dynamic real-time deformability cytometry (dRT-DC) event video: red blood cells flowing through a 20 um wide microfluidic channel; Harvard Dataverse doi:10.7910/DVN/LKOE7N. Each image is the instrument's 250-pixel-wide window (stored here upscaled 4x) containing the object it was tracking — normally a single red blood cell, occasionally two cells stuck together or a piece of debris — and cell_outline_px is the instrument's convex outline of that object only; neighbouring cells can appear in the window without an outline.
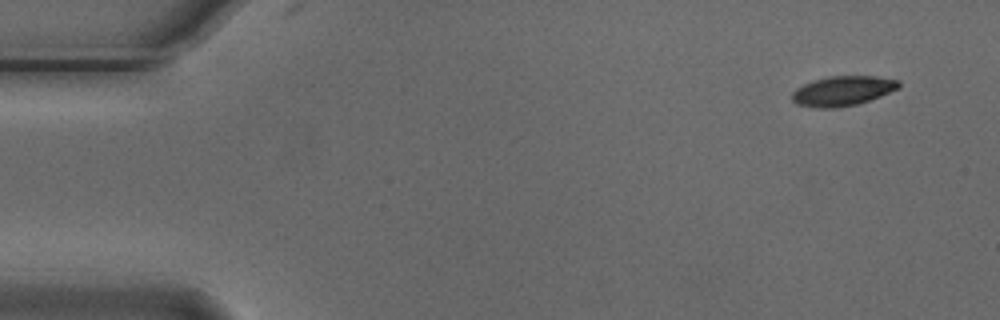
{"species": "Egyptian fruit bat (a non-hibernating species)", "species_latin": "Rousettus aegyptiacus", "temperature_condition": "cold", "stored_images_in_passage": 5, "camera_frame_rate_fps": 3000, "um_per_image_px": 0.085, "animal": {"sex": "male"}, "frame": {"image": 1, "passage_image": 1, "time_ms": 0.0, "image_size_px": [1000, 320], "cell_outline_px": [[900, 88], [880, 96], [856, 104], [836, 108], [816, 108], [796, 104], [792, 100], [792, 92], [796, 88], [812, 80], [828, 76], [876, 76], [900, 80]], "centroid_in_image_um": [71.62, 7.72], "position_along_channel_um": 13.4, "area_um2": 18.61}}
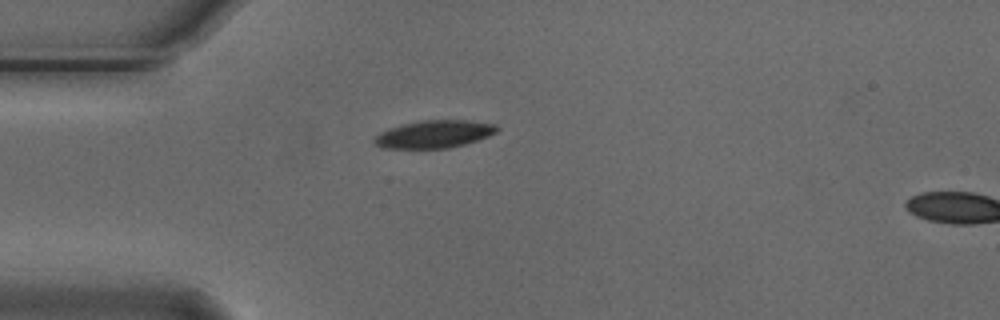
{"frame": {"image": 2, "passage_image": 4, "time_ms": 1.0, "image_size_px": [1000, 320], "cell_outline_px": [[500, 128], [496, 132], [488, 136], [464, 144], [448, 148], [380, 148], [372, 140], [380, 132], [388, 128], [400, 124], [420, 120], [468, 120], [496, 124]], "centroid_in_image_um": [36.88, 11.39], "position_along_channel_um": 48.1, "area_um2": 19.83}}